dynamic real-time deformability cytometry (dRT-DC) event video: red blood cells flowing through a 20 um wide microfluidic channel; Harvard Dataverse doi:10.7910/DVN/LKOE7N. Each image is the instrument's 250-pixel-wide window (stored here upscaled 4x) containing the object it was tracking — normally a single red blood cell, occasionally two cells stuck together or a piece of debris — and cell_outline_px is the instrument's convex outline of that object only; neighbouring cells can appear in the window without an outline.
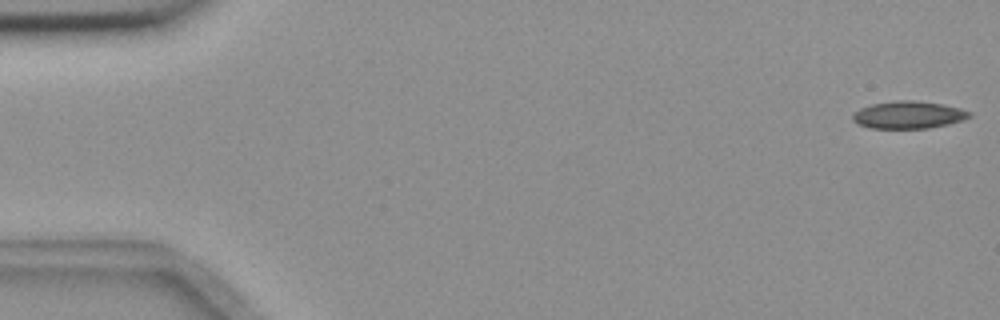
{"species": "common noctule bat (a hibernating species)", "species_latin": "Nyctalus noctula", "temperature_condition": "room temperature", "stored_images_in_passage": 12, "camera_frame_rate_fps": 3000, "um_per_image_px": 0.085, "animal": {"sex": "female", "body_mass_g": 18.4}, "frame": {"image": 1, "passage_image": 1, "time_ms": 0.0, "image_size_px": [1000, 320], "cell_outline_px": [[972, 116], [948, 124], [928, 128], [872, 128], [856, 124], [852, 120], [852, 116], [860, 108], [872, 104], [896, 100], [916, 100], [944, 104], [960, 108], [972, 112]], "centroid_in_image_um": [77.22, 9.75], "position_along_channel_um": 7.8, "area_um2": 18.67}}